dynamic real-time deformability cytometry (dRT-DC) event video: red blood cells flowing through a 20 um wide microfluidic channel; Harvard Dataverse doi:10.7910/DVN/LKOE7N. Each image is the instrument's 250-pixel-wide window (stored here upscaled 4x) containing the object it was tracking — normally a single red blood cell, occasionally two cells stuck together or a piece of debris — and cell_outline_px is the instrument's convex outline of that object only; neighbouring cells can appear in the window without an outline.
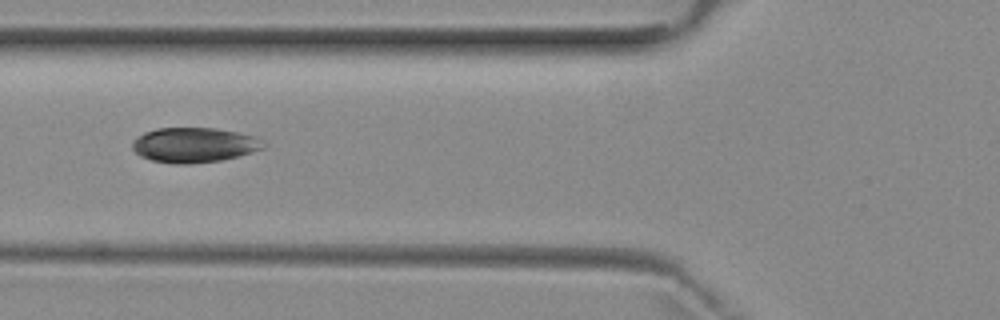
{"species": "common noctule bat (a hibernating species)", "species_latin": "Nyctalus noctula", "temperature_condition": "room temperature", "stored_images_in_passage": 8, "camera_frame_rate_fps": 3000, "um_per_image_px": 0.085, "animal": {"sex": "female", "body_mass_g": 29.2, "forearm_length_mm": 56.3}, "frame": {"image": 1, "passage_image": 5, "time_ms": 6.0, "image_size_px": [1000, 320], "cell_outline_px": [[264, 148], [236, 156], [220, 160], [188, 164], [176, 164], [152, 160], [140, 156], [132, 148], [132, 140], [144, 132], [156, 128], [216, 128], [236, 132], [252, 136], [260, 140], [264, 144]], "centroid_in_image_um": [16.43, 12.32], "position_along_channel_um": 109.4, "area_um2": 26.36}}
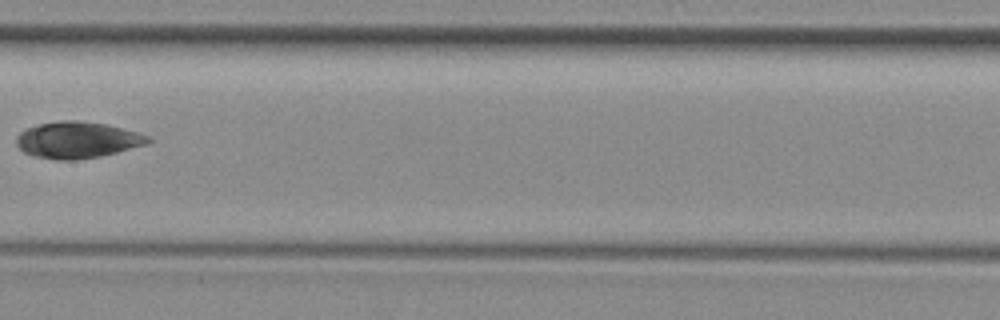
{"frame": {"image": 2, "passage_image": 7, "time_ms": 8.333, "image_size_px": [1000, 320], "cell_outline_px": [[152, 140], [148, 144], [100, 156], [76, 160], [56, 160], [32, 156], [24, 152], [16, 144], [16, 136], [24, 128], [36, 124], [60, 120], [76, 120], [104, 124], [136, 132], [148, 136]], "centroid_in_image_um": [6.51, 11.9], "position_along_channel_um": 200.9, "area_um2": 28.03}}
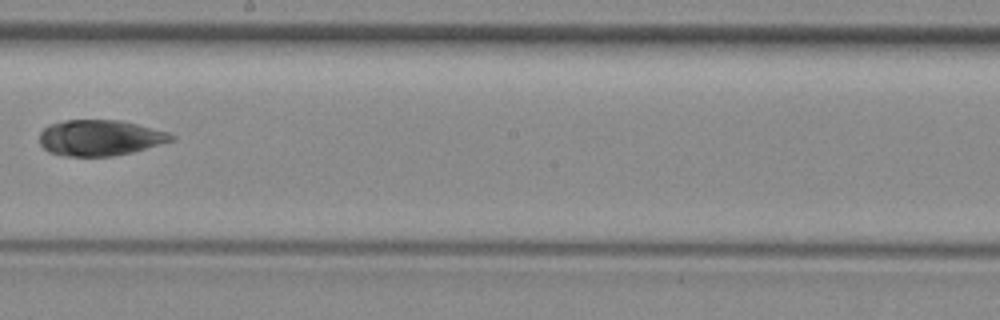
{"frame": {"image": 3, "passage_image": 8, "time_ms": 9.333, "image_size_px": [1000, 320], "cell_outline_px": [[176, 140], [132, 152], [112, 156], [64, 156], [48, 152], [40, 144], [40, 132], [48, 124], [64, 120], [120, 120], [168, 132], [176, 136]], "centroid_in_image_um": [8.49, 11.71], "position_along_channel_um": 239.7, "area_um2": 27.63}}